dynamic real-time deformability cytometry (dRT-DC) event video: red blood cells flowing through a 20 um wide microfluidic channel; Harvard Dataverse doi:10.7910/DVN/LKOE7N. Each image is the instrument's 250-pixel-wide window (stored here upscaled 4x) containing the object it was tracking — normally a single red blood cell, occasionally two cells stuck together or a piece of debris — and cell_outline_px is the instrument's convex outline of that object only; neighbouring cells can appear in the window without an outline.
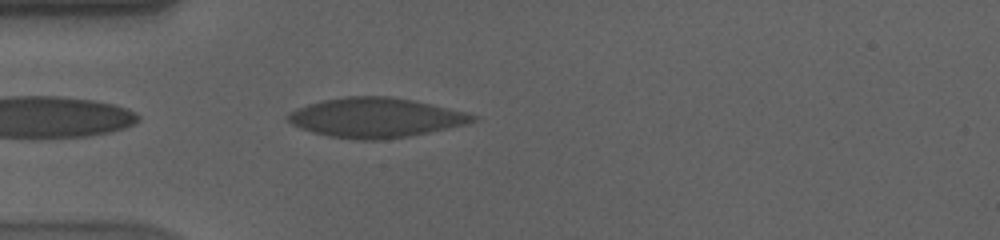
{"species": "human", "species_latin": "Homo sapiens", "temperature_condition": "cold", "stored_images_in_passage": 42, "camera_frame_rate_fps": 3000, "um_per_image_px": 0.085, "donor": {"sex": "male"}, "frame": {"image": 1, "passage_image": 2, "time_ms": 0.333, "image_size_px": [1000, 240], "cell_outline_px": [[480, 116], [476, 120], [468, 124], [408, 136], [384, 140], [360, 140], [328, 136], [312, 132], [300, 128], [292, 124], [284, 116], [288, 112], [296, 108], [308, 104], [324, 100], [348, 96], [388, 96], [412, 100], [468, 112]], "centroid_in_image_um": [31.93, 10.0], "position_along_channel_um": 53.1, "area_um2": 42.77}}
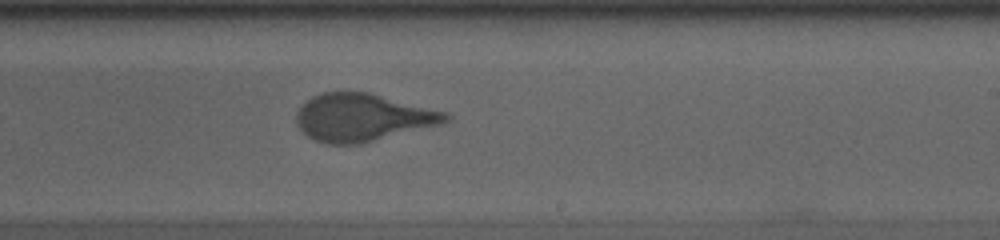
{"frame": {"image": 2, "passage_image": 20, "time_ms": 6.333, "image_size_px": [1000, 240], "cell_outline_px": [[452, 120], [440, 124], [360, 144], [324, 144], [308, 136], [296, 124], [296, 112], [300, 104], [312, 96], [324, 92], [368, 92], [448, 112], [452, 116]], "centroid_in_image_um": [30.81, 9.98], "position_along_channel_um": 258.2, "area_um2": 41.5}}
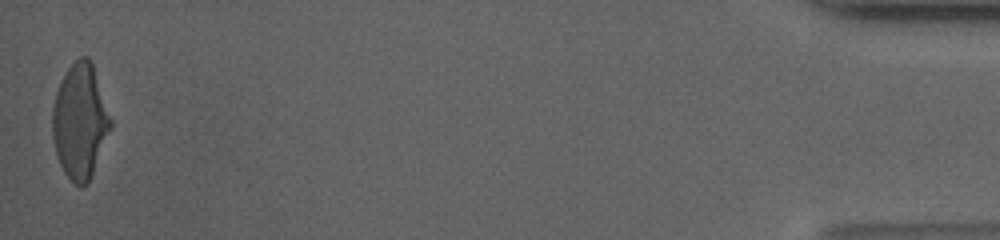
{"frame": {"image": 3, "passage_image": 42, "time_ms": 13.667, "image_size_px": [1000, 240], "cell_outline_px": [[112, 128], [92, 176], [88, 184], [80, 188], [64, 172], [60, 164], [56, 152], [52, 136], [52, 108], [56, 92], [68, 68], [80, 56], [88, 56], [92, 64], [112, 120]], "centroid_in_image_um": [6.81, 10.35], "position_along_channel_um": 428.4, "area_um2": 38.84}, "authors_computed_cell_mechanics": {"area_um2": 41.8472, "velocity_mm_per_s": 3.5717, "shape_relaxation_time_tau1_ms": 6.4135, "shape_relaxation_time_tau2_ms": null, "deformation_change_tau1": 0.1741, "deformation_change_tau2": null}}